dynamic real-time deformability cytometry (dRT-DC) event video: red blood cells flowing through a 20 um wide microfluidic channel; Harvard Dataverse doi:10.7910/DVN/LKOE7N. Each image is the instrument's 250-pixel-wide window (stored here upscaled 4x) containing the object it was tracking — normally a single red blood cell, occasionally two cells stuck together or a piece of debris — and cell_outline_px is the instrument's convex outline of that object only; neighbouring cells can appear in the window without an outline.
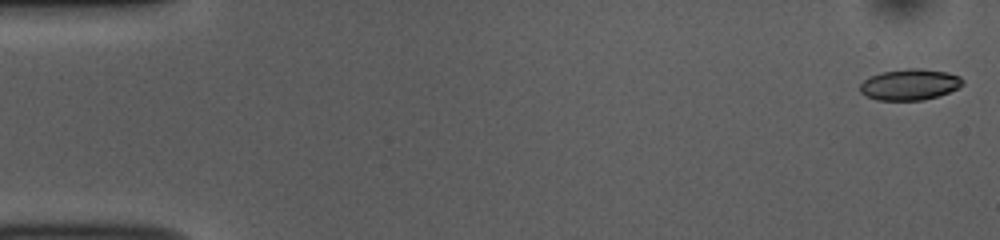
{"species": "common noctule bat (a hibernating species)", "species_latin": "Nyctalus noctula", "temperature_condition": "room temperature", "stored_images_in_passage": 48, "camera_frame_rate_fps": 3000, "um_per_image_px": 0.085, "animal": {"sex": "female", "body_mass_g": 10.0, "forearm_length_mm": 53.1}, "frame": {"image": 1, "passage_image": 1, "time_ms": 0.0, "image_size_px": [1000, 240], "cell_outline_px": [[964, 84], [948, 92], [924, 100], [876, 100], [860, 92], [860, 84], [864, 80], [880, 72], [912, 68], [920, 68], [948, 72], [960, 76], [964, 80]], "centroid_in_image_um": [77.34, 7.18], "position_along_channel_um": 7.7, "area_um2": 18.5}}
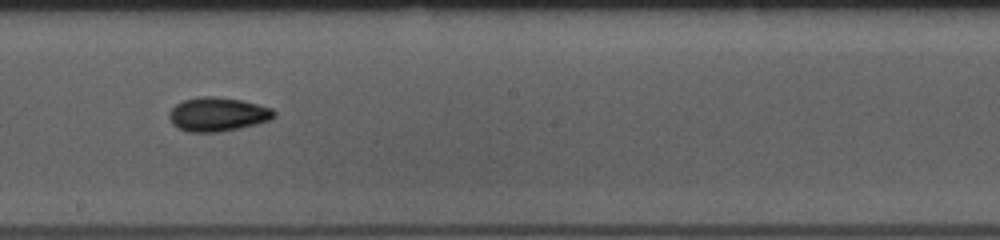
{"frame": {"image": 2, "passage_image": 29, "time_ms": 9.333, "image_size_px": [1000, 240], "cell_outline_px": [[276, 116], [272, 120], [240, 128], [220, 132], [188, 132], [176, 128], [172, 124], [168, 116], [168, 112], [176, 104], [184, 100], [200, 96], [212, 96], [240, 100], [272, 108], [276, 112]], "centroid_in_image_um": [18.49, 9.73], "position_along_channel_um": 229.7, "area_um2": 20.92}}
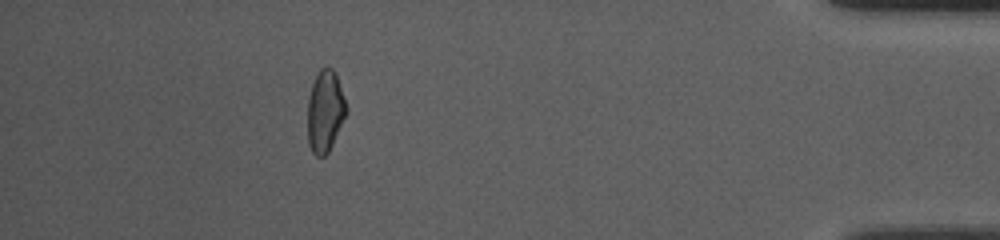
{"frame": {"image": 3, "passage_image": 47, "time_ms": 15.333, "image_size_px": [1000, 240], "cell_outline_px": [[348, 112], [328, 152], [324, 156], [316, 156], [312, 152], [308, 144], [308, 100], [312, 84], [320, 68], [332, 68], [336, 76], [348, 108]], "centroid_in_image_um": [27.63, 9.48], "position_along_channel_um": 407.6, "area_um2": 18.26}}